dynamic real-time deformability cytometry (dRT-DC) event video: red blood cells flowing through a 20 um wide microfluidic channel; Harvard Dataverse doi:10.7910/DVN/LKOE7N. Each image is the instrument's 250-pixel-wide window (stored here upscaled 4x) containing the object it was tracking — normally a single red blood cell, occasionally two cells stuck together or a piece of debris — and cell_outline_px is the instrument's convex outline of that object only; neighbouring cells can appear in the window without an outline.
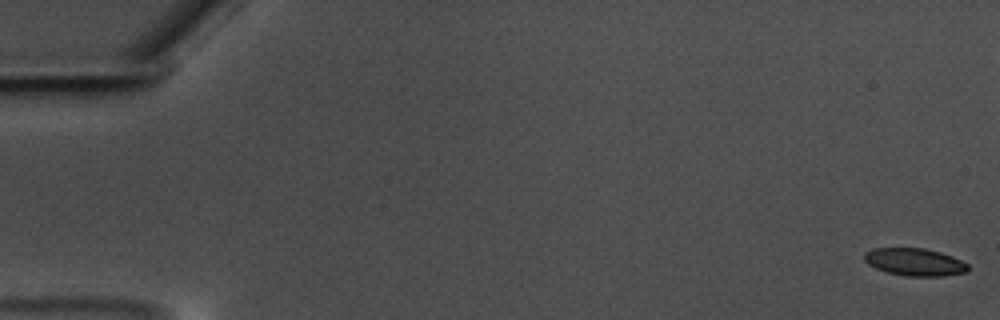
{"species": "common noctule bat (a hibernating species)", "species_latin": "Nyctalus noctula", "temperature_condition": "warm", "stored_images_in_passage": 60, "camera_frame_rate_fps": 3000, "um_per_image_px": 0.085, "animal": {"sex": "male", "body_mass_g": 17.5, "forearm_length_mm": 52.3}, "frame": {"image": 1, "passage_image": 1, "time_ms": 0.0, "image_size_px": [1000, 320], "cell_outline_px": [[968, 268], [964, 272], [944, 276], [908, 276], [888, 272], [876, 268], [868, 264], [864, 260], [864, 252], [872, 248], [924, 248], [940, 252], [952, 256], [968, 264]], "centroid_in_image_um": [77.72, 22.26], "position_along_channel_um": 7.3, "area_um2": 16.53}}
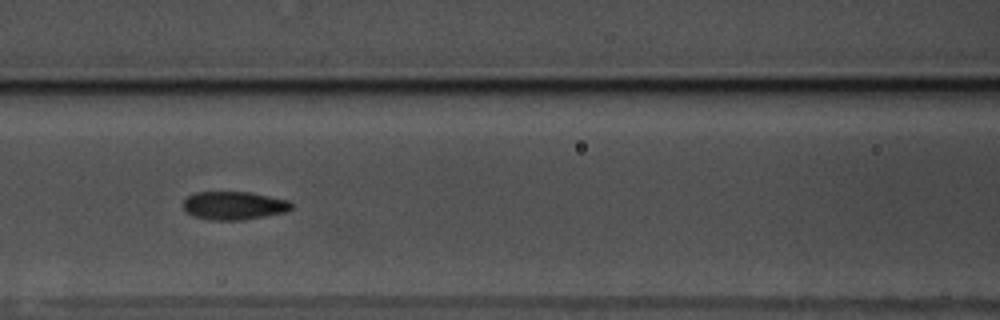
{"frame": {"image": 2, "passage_image": 27, "time_ms": 8.667, "image_size_px": [1000, 320], "cell_outline_px": [[292, 208], [288, 212], [244, 220], [208, 220], [192, 216], [184, 208], [184, 200], [188, 196], [196, 192], [248, 192], [288, 200], [292, 204]], "centroid_in_image_um": [19.9, 17.48], "position_along_channel_um": 146.7, "area_um2": 17.86}}
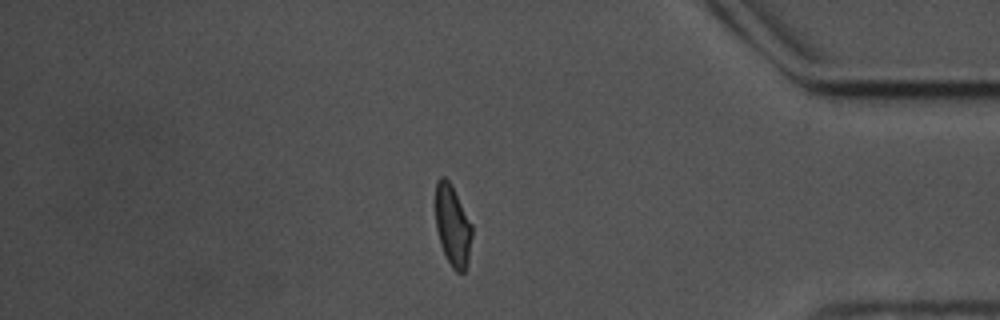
{"frame": {"image": 3, "passage_image": 51, "time_ms": 16.667, "image_size_px": [1000, 320], "cell_outline_px": [[472, 236], [468, 260], [464, 272], [456, 272], [452, 268], [440, 244], [436, 228], [436, 180], [440, 176], [444, 176], [452, 184], [472, 224]], "centroid_in_image_um": [38.47, 19.15], "position_along_channel_um": 396.7, "area_um2": 17.28}, "authors_computed_cell_mechanics": {"area_um2": 17.5712, "velocity_mm_per_s": 3.4902, "shape_relaxation_time_tau1_ms": 4.7038, "shape_relaxation_time_tau2_ms": 1.5192, "deformation_change_tau1": 0.1132, "deformation_change_tau2": 0.0772}}